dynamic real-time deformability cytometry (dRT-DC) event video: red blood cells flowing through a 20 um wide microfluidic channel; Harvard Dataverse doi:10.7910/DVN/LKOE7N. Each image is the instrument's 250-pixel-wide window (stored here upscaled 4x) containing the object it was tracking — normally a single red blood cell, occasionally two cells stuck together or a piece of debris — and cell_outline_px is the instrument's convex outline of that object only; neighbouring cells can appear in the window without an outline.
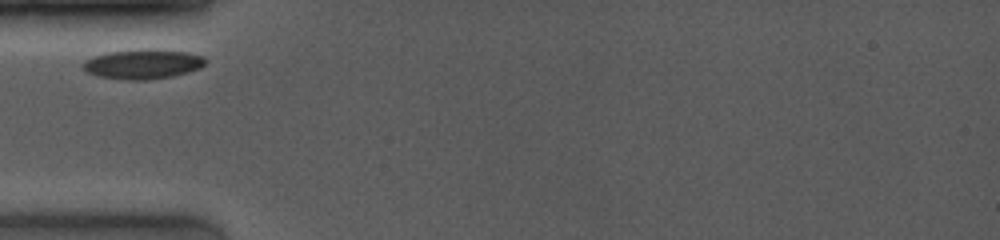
{"species": "common noctule bat (a hibernating species)", "species_latin": "Nyctalus noctula", "temperature_condition": "room temperature", "stored_images_in_passage": 2, "camera_frame_rate_fps": 4000, "um_per_image_px": 0.085, "animal": {"sex": "female", "body_mass_g": 19.0, "forearm_length_mm": 53.3}, "frame": {"image": 1, "passage_image": 1, "time_ms": 0.0, "image_size_px": [1000, 240], "cell_outline_px": [[204, 64], [200, 68], [188, 72], [172, 76], [148, 80], [124, 80], [96, 76], [88, 72], [84, 68], [84, 60], [92, 56], [108, 52], [140, 48], [152, 48], [188, 52], [204, 56]], "centroid_in_image_um": [12.13, 5.43], "position_along_channel_um": 72.9, "area_um2": 21.44}}